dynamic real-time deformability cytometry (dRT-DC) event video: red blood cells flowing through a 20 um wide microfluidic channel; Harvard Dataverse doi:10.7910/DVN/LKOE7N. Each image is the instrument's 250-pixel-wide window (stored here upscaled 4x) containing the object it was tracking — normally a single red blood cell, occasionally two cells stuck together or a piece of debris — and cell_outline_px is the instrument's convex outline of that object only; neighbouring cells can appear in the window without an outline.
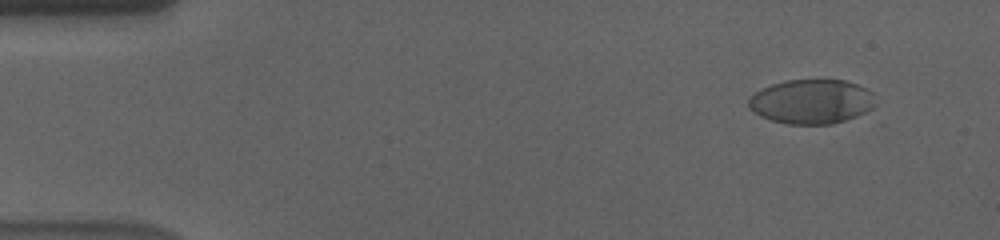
{"species": "human", "species_latin": "Homo sapiens", "temperature_condition": "cold", "stored_images_in_passage": 57, "camera_frame_rate_fps": 3000, "um_per_image_px": 0.085, "donor": {"sex": "male"}, "frame": {"image": 1, "passage_image": 5, "time_ms": 1.333, "image_size_px": [1000, 240], "cell_outline_px": [[872, 108], [856, 116], [832, 124], [788, 124], [772, 120], [760, 116], [748, 108], [748, 100], [760, 88], [784, 80], [844, 80], [856, 84], [872, 92]], "centroid_in_image_um": [68.92, 8.63], "position_along_channel_um": 16.1, "area_um2": 32.54}}
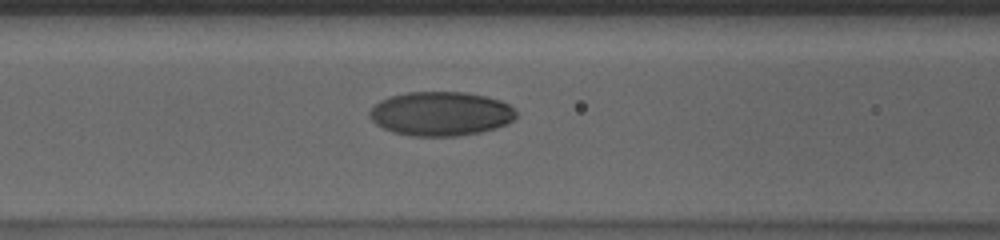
{"frame": {"image": 2, "passage_image": 24, "time_ms": 7.667, "image_size_px": [1000, 240], "cell_outline_px": [[516, 116], [508, 124], [496, 128], [480, 132], [456, 136], [412, 136], [392, 132], [376, 124], [368, 116], [368, 112], [380, 100], [392, 96], [408, 92], [464, 92], [484, 96], [500, 100], [508, 104], [516, 112]], "centroid_in_image_um": [37.45, 9.67], "position_along_channel_um": 129.1, "area_um2": 37.63}}
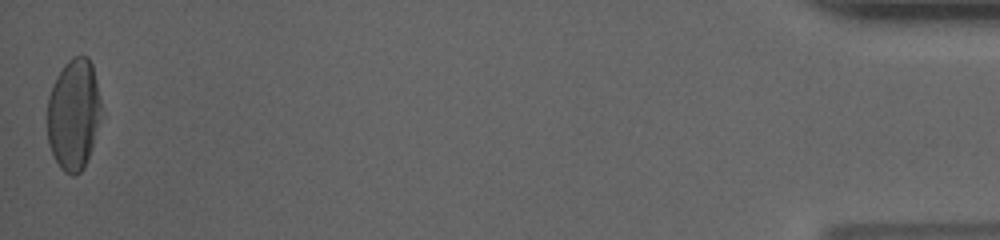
{"frame": {"image": 3, "passage_image": 57, "time_ms": 18.667, "image_size_px": [1000, 240], "cell_outline_px": [[100, 108], [92, 144], [84, 168], [76, 176], [72, 176], [64, 172], [60, 168], [52, 152], [48, 140], [48, 96], [52, 84], [56, 76], [64, 64], [72, 56], [88, 56], [92, 64], [100, 100]], "centroid_in_image_um": [6.22, 9.7], "position_along_channel_um": 429.0, "area_um2": 34.39}, "authors_computed_cell_mechanics": {"area_um2": 36.6452, "velocity_mm_per_s": 3.5699, "shape_relaxation_time_tau1_ms": 6.9116, "shape_relaxation_time_tau2_ms": 1.6798, "deformation_change_tau1": 0.2211, "deformation_change_tau2": 0.0313}}